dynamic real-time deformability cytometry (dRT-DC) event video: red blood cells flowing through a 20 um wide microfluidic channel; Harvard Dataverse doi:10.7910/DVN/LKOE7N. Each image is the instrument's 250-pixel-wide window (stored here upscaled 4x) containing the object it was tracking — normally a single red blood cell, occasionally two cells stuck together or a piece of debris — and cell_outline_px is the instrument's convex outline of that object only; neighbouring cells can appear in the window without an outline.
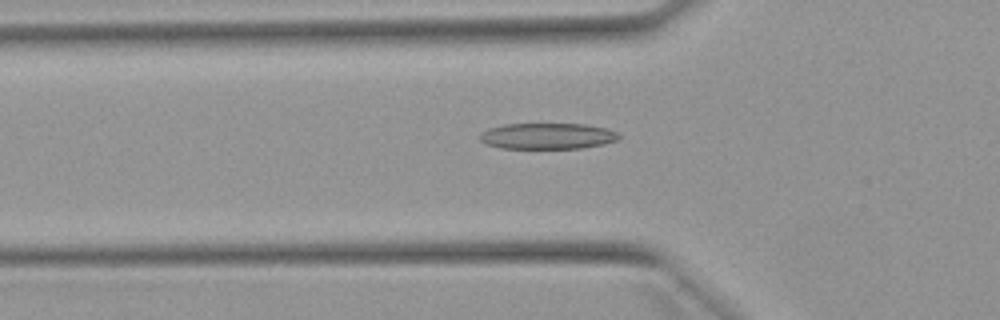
{"species": "Egyptian fruit bat (a non-hibernating species)", "species_latin": "Rousettus aegyptiacus", "temperature_condition": "warm", "stored_images_in_passage": 41, "camera_frame_rate_fps": 3000, "um_per_image_px": 0.085, "animal": {"sex": "female"}, "frame": {"image": 1, "passage_image": 13, "time_ms": 4.0, "image_size_px": [1000, 320], "cell_outline_px": [[620, 136], [616, 140], [604, 144], [580, 148], [500, 148], [484, 144], [480, 140], [480, 132], [488, 128], [504, 124], [584, 124], [608, 128], [616, 132]], "centroid_in_image_um": [46.49, 11.56], "position_along_channel_um": 79.3, "area_um2": 21.15}}
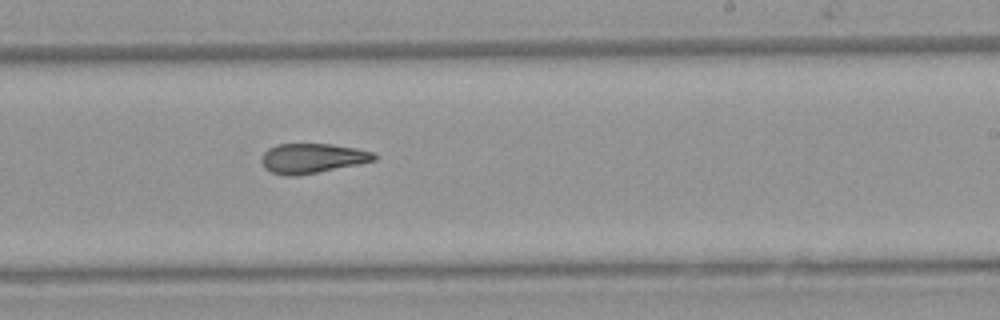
{"frame": {"image": 2, "passage_image": 27, "time_ms": 8.667, "image_size_px": [1000, 320], "cell_outline_px": [[376, 160], [296, 176], [284, 176], [272, 172], [264, 168], [260, 160], [264, 152], [268, 148], [276, 144], [332, 144], [356, 148], [376, 152]], "centroid_in_image_um": [26.51, 13.44], "position_along_channel_um": 262.5, "area_um2": 19.48}}
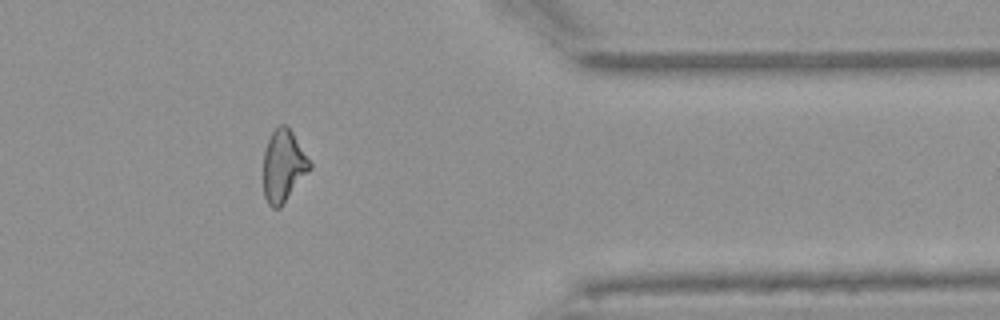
{"frame": {"image": 3, "passage_image": 38, "time_ms": 12.333, "image_size_px": [1000, 320], "cell_outline_px": [[312, 168], [280, 208], [272, 208], [268, 204], [264, 196], [264, 152], [268, 140], [272, 132], [280, 124], [288, 124], [312, 164]], "centroid_in_image_um": [24.1, 14.1], "position_along_channel_um": 387.3, "area_um2": 19.54}}